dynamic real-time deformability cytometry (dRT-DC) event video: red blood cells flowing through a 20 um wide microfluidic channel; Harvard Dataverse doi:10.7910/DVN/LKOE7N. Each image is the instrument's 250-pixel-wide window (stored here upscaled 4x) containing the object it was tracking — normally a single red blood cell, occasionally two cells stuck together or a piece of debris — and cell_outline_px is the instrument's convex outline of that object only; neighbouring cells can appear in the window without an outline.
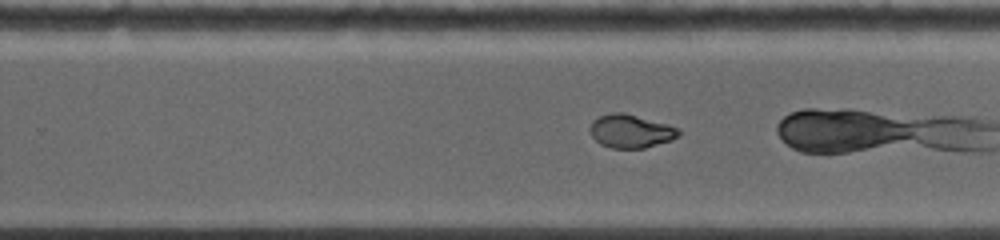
{"species": "common noctule bat (a hibernating species)", "species_latin": "Nyctalus noctula", "temperature_condition": "warm", "stored_images_in_passage": 51, "camera_frame_rate_fps": 5000, "um_per_image_px": 0.085, "animal": {"sex": "female", "body_mass_g": 19.0, "forearm_length_mm": 53.3}, "frame": {"image": 1, "passage_image": 30, "time_ms": 5.8, "image_size_px": [1000, 240], "cell_outline_px": [[680, 136], [672, 140], [644, 148], [612, 148], [600, 144], [592, 136], [588, 128], [592, 120], [600, 116], [612, 112], [624, 112], [668, 124], [680, 128]], "centroid_in_image_um": [53.62, 11.14], "position_along_channel_um": 276.2, "area_um2": 17.46}}